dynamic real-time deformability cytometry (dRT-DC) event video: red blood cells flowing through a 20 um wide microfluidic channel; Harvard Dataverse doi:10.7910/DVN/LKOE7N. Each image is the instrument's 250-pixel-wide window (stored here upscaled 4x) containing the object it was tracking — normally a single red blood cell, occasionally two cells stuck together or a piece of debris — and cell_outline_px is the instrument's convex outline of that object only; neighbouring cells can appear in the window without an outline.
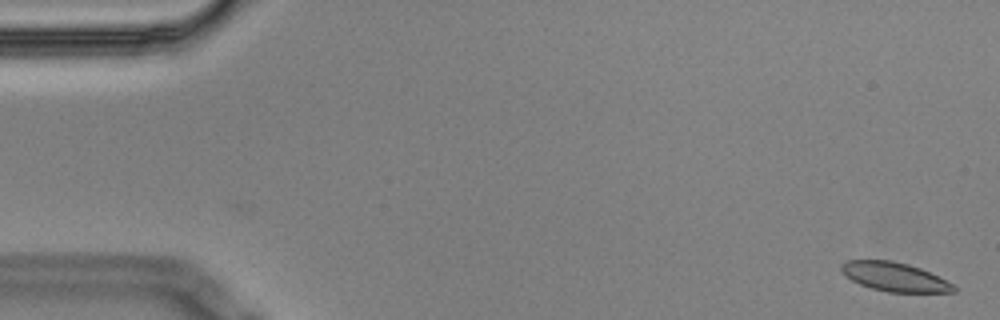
{"species": "Egyptian fruit bat (a non-hibernating species)", "species_latin": "Rousettus aegyptiacus", "temperature_condition": "cold", "stored_images_in_passage": 3, "camera_frame_rate_fps": 3000, "um_per_image_px": 0.085, "animal": {"sex": "male"}, "frame": {"image": 1, "passage_image": 3, "time_ms": 0.667, "image_size_px": [1000, 320], "cell_outline_px": [[956, 292], [888, 292], [872, 288], [860, 284], [844, 276], [840, 268], [840, 264], [848, 260], [892, 260], [908, 264], [920, 268], [952, 284], [956, 288]], "centroid_in_image_um": [75.98, 23.52], "position_along_channel_um": 9.0, "area_um2": 18.79}}